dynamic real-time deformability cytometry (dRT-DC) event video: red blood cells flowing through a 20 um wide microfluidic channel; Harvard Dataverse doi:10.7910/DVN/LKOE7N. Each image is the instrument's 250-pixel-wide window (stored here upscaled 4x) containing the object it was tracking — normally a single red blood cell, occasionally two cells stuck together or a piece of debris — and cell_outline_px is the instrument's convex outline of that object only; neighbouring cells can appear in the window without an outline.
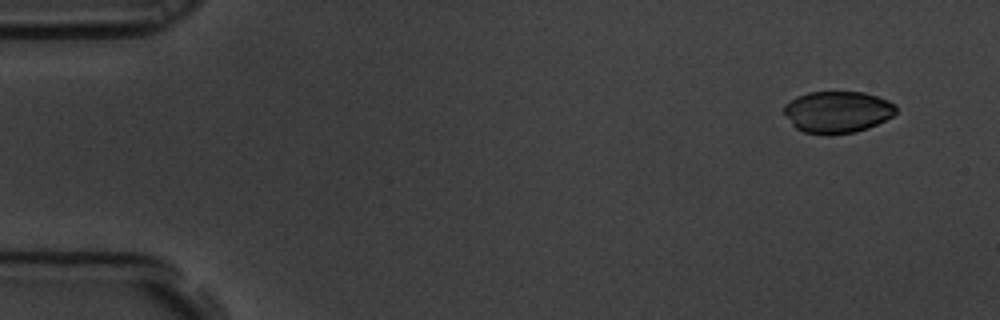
{"species": "common noctule bat (a hibernating species)", "species_latin": "Nyctalus noctula", "temperature_condition": "room temperature", "stored_images_in_passage": 56, "camera_frame_rate_fps": 3000, "um_per_image_px": 0.085, "animal": {"sex": "male", "body_mass_g": 19.5, "forearm_length_mm": 54.6}, "frame": {"image": 1, "passage_image": 1, "time_ms": 0.0, "image_size_px": [1000, 320], "cell_outline_px": [[896, 112], [892, 116], [868, 128], [856, 132], [828, 136], [804, 132], [796, 128], [792, 124], [784, 112], [784, 104], [796, 96], [808, 92], [864, 92], [888, 100], [896, 104]], "centroid_in_image_um": [71.17, 9.53], "position_along_channel_um": 13.8, "area_um2": 27.46}}
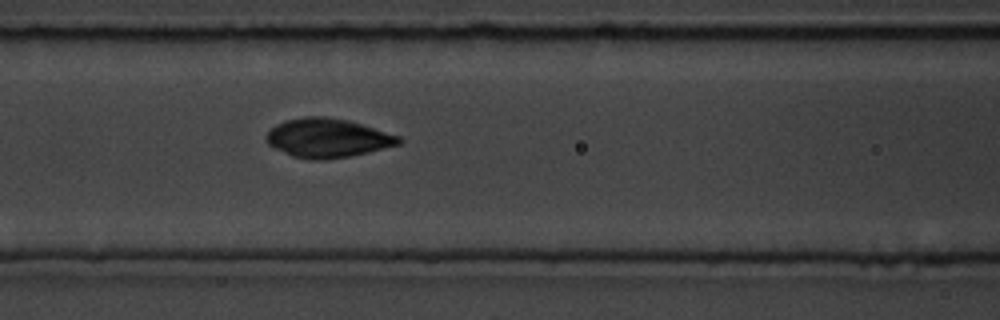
{"frame": {"image": 2, "passage_image": 22, "time_ms": 7.0, "image_size_px": [1000, 320], "cell_outline_px": [[404, 140], [400, 144], [368, 152], [348, 156], [324, 160], [312, 160], [292, 156], [268, 144], [264, 140], [264, 136], [276, 124], [284, 120], [304, 116], [324, 116], [348, 120], [400, 136]], "centroid_in_image_um": [27.82, 11.72], "position_along_channel_um": 138.8, "area_um2": 30.11}}
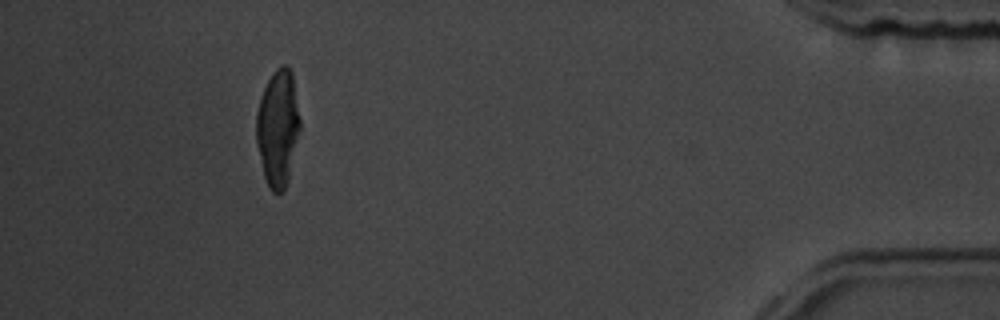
{"frame": {"image": 3, "passage_image": 51, "time_ms": 16.667, "image_size_px": [1000, 320], "cell_outline_px": [[300, 128], [288, 180], [284, 192], [272, 192], [268, 188], [264, 176], [256, 144], [256, 112], [260, 96], [272, 72], [276, 68], [284, 64], [288, 64], [292, 72], [300, 120]], "centroid_in_image_um": [23.6, 10.86], "position_along_channel_um": 411.6, "area_um2": 29.88}, "authors_computed_cell_mechanics": {"area_um2": 29.8537, "velocity_mm_per_s": 3.4455, "shape_relaxation_time_tau1_ms": 3.6709, "shape_relaxation_time_tau2_ms": null, "deformation_change_tau1": 0.1327, "deformation_change_tau2": null}}